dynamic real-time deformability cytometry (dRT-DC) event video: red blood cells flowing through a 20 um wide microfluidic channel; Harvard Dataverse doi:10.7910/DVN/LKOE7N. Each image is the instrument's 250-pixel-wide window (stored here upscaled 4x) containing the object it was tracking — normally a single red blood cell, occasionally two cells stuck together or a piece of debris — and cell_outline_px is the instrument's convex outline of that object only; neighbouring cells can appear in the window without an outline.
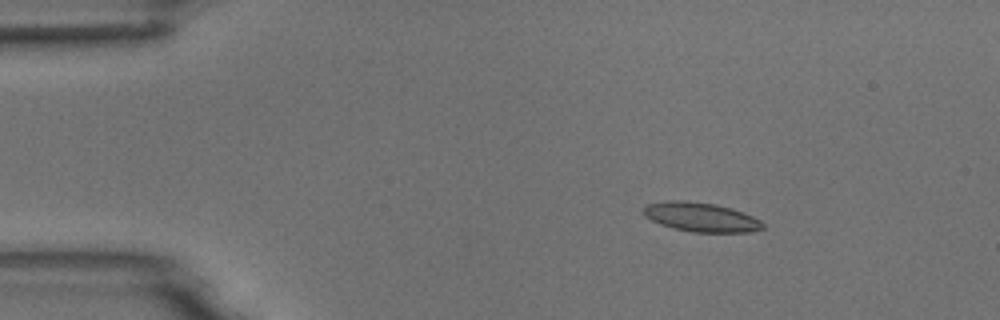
{"species": "common noctule bat (a hibernating species)", "species_latin": "Nyctalus noctula", "temperature_condition": "room temperature", "stored_images_in_passage": 4, "camera_frame_rate_fps": 3000, "um_per_image_px": 0.085, "animal": {"sex": "male", "body_mass_g": 18.8}, "frame": {"image": 1, "passage_image": 2, "time_ms": 2.0, "image_size_px": [1000, 320], "cell_outline_px": [[764, 228], [748, 232], [692, 232], [672, 228], [660, 224], [644, 216], [644, 208], [648, 204], [664, 200], [684, 200], [716, 204], [732, 208], [744, 212], [760, 220], [764, 224]], "centroid_in_image_um": [59.58, 18.45], "position_along_channel_um": 25.4, "area_um2": 20.4}}